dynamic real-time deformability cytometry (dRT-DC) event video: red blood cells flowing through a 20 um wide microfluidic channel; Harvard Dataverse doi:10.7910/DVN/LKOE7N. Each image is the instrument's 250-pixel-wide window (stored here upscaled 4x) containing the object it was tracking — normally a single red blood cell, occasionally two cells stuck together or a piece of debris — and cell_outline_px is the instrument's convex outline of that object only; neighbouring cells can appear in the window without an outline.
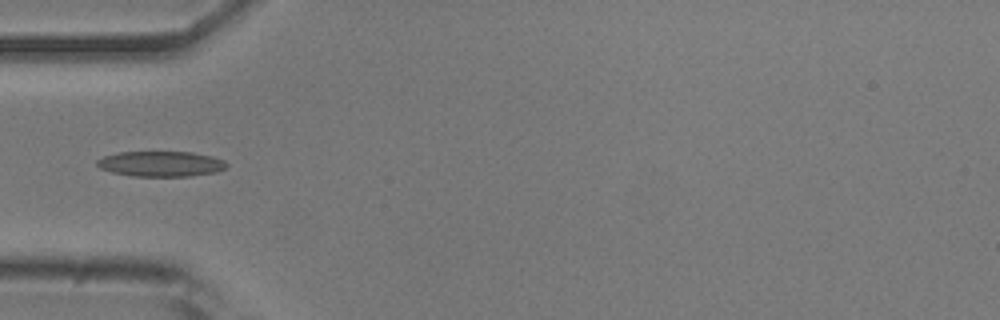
{"species": "common noctule bat (a hibernating species)", "species_latin": "Nyctalus noctula", "temperature_condition": "room temperature", "stored_images_in_passage": 36, "camera_frame_rate_fps": 3000, "um_per_image_px": 0.085, "animal": {"sex": "male", "body_mass_g": 20.5, "forearm_length_mm": 52.5}, "frame": {"image": 1, "passage_image": 1, "time_ms": 0.0, "image_size_px": [1000, 320], "cell_outline_px": [[228, 164], [224, 168], [216, 172], [188, 176], [132, 176], [112, 172], [100, 168], [96, 164], [96, 160], [104, 156], [120, 152], [192, 152], [212, 156], [224, 160]], "centroid_in_image_um": [13.67, 13.92], "position_along_channel_um": 71.3, "area_um2": 19.07}}
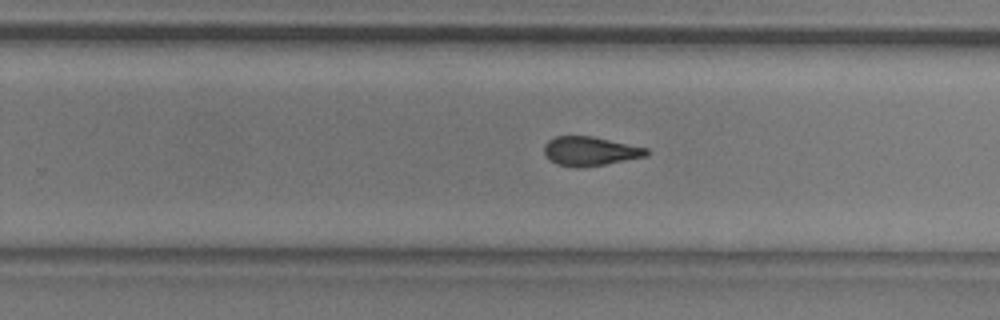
{"frame": {"image": 2, "passage_image": 17, "time_ms": 5.333, "image_size_px": [1000, 320], "cell_outline_px": [[648, 156], [604, 164], [580, 168], [576, 168], [556, 164], [544, 152], [544, 144], [548, 140], [556, 136], [592, 136], [648, 148]], "centroid_in_image_um": [50.16, 12.85], "position_along_channel_um": 279.6, "area_um2": 17.28}}
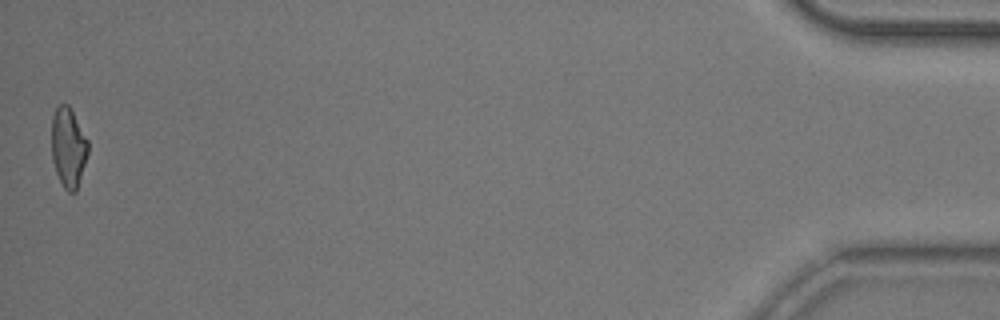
{"frame": {"image": 3, "passage_image": 36, "time_ms": 11.667, "image_size_px": [1000, 320], "cell_outline_px": [[88, 152], [76, 192], [68, 192], [64, 188], [56, 172], [52, 160], [52, 116], [56, 108], [60, 104], [68, 104], [88, 140]], "centroid_in_image_um": [5.8, 12.53], "position_along_channel_um": 429.4, "area_um2": 16.76}}